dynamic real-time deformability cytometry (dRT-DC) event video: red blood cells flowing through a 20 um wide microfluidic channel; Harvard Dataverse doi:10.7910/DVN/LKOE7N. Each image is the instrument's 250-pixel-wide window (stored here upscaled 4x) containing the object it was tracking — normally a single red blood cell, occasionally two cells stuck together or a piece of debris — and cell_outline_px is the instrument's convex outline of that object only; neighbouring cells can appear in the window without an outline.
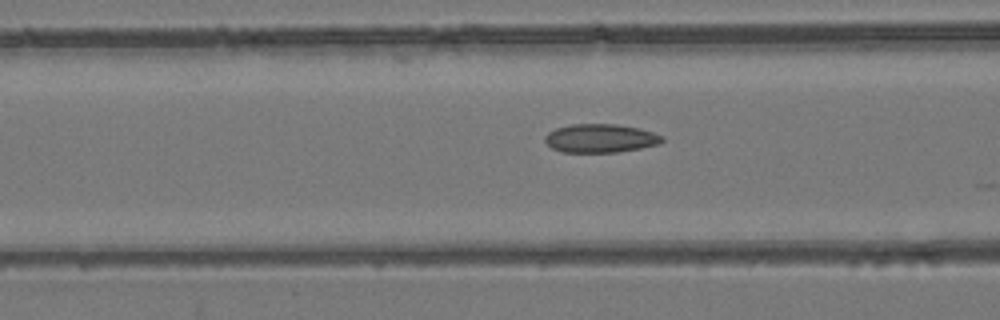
{"species": "common noctule bat (a hibernating species)", "species_latin": "Nyctalus noctula", "temperature_condition": "room temperature", "stored_images_in_passage": 16, "camera_frame_rate_fps": 3000, "um_per_image_px": 0.085, "animal": {"sex": "female", "body_mass_g": 24.6, "forearm_length_mm": 56.2}, "frame": {"image": 1, "passage_image": 9, "time_ms": 2.667, "image_size_px": [1000, 320], "cell_outline_px": [[664, 140], [660, 144], [640, 148], [616, 152], [560, 152], [552, 148], [544, 140], [544, 136], [548, 132], [556, 128], [572, 124], [616, 124], [640, 128], [664, 136]], "centroid_in_image_um": [51.04, 11.75], "position_along_channel_um": 115.6, "area_um2": 19.59}}
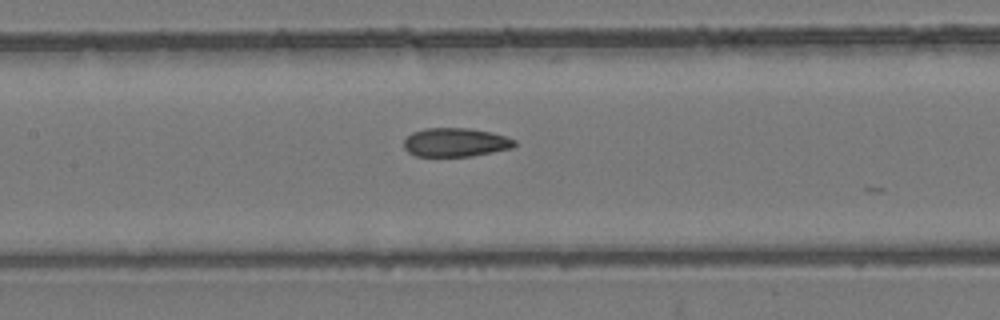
{"frame": {"image": 2, "passage_image": 13, "time_ms": 4.0, "image_size_px": [1000, 320], "cell_outline_px": [[516, 144], [512, 148], [472, 156], [416, 156], [408, 152], [404, 148], [404, 140], [412, 132], [424, 128], [468, 128], [492, 132], [516, 140]], "centroid_in_image_um": [38.71, 12.09], "position_along_channel_um": 168.7, "area_um2": 18.55}}